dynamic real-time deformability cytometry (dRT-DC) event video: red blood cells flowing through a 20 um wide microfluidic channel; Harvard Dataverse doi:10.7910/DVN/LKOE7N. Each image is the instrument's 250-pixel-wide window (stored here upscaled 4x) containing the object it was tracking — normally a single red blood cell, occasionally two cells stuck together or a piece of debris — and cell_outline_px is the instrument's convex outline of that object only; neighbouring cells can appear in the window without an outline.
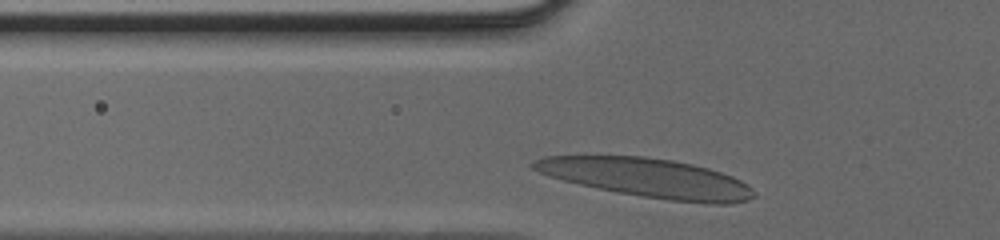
{"species": "human", "species_latin": "Homo sapiens", "temperature_condition": "cold", "stored_images_in_passage": 24, "camera_frame_rate_fps": 3000, "um_per_image_px": 0.085, "donor": {"sex": "male"}, "frame": {"image": 1, "passage_image": 2, "time_ms": 0.333, "image_size_px": [1000, 240], "cell_outline_px": [[756, 196], [748, 200], [728, 204], [712, 204], [668, 200], [620, 192], [580, 184], [548, 176], [532, 168], [528, 164], [544, 156], [644, 156], [672, 160], [692, 164], [708, 168], [732, 176], [740, 180], [752, 188], [756, 192]], "centroid_in_image_um": [55.07, 15.12], "position_along_channel_um": 70.7, "area_um2": 49.71}}
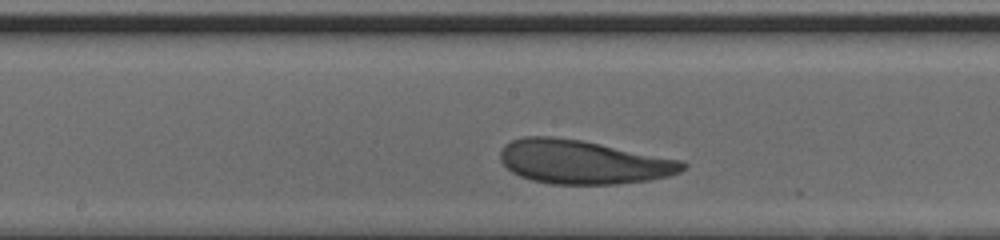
{"frame": {"image": 2, "passage_image": 11, "time_ms": 3.333, "image_size_px": [1000, 240], "cell_outline_px": [[688, 164], [680, 172], [668, 176], [652, 180], [616, 184], [552, 184], [532, 180], [520, 176], [512, 172], [500, 160], [500, 152], [504, 144], [512, 140], [524, 136], [552, 136], [584, 140], [680, 160]], "centroid_in_image_um": [49.55, 13.76], "position_along_channel_um": 198.7, "area_um2": 46.7}}
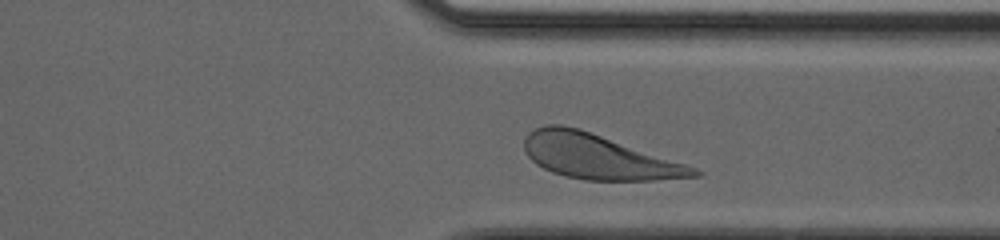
{"frame": {"image": 3, "passage_image": 22, "time_ms": 7.0, "image_size_px": [1000, 240], "cell_outline_px": [[704, 172], [700, 176], [656, 180], [584, 180], [564, 176], [552, 172], [536, 164], [524, 152], [524, 136], [528, 132], [544, 124], [560, 124], [580, 128], [696, 168]], "centroid_in_image_um": [50.8, 13.31], "position_along_channel_um": 360.6, "area_um2": 44.1}}